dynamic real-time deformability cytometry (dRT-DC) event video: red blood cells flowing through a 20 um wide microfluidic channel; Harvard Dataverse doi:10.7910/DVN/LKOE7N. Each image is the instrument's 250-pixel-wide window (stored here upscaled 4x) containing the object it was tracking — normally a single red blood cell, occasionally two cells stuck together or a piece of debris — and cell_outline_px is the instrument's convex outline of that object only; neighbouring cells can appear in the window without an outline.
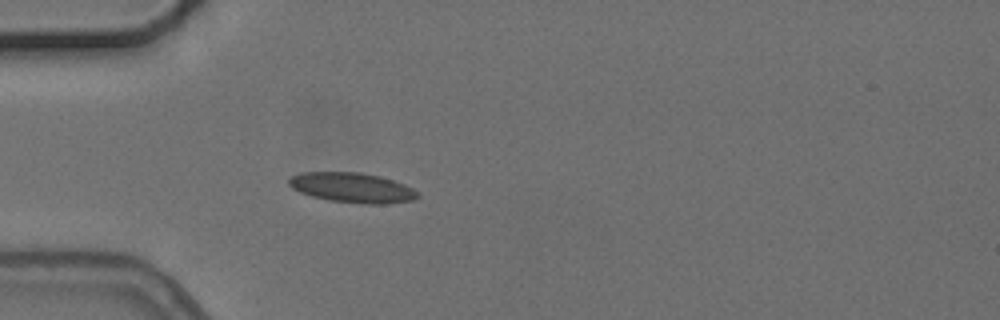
{"species": "common noctule bat (a hibernating species)", "species_latin": "Nyctalus noctula", "temperature_condition": "cold", "stored_images_in_passage": 4, "camera_frame_rate_fps": 3000, "um_per_image_px": 0.085, "animal": {"sex": "female", "body_mass_g": 24.6, "forearm_length_mm": 56.2}, "frame": {"image": 1, "passage_image": 4, "time_ms": 3.667, "image_size_px": [1000, 320], "cell_outline_px": [[420, 196], [412, 200], [388, 204], [368, 204], [328, 200], [312, 196], [300, 192], [292, 188], [288, 184], [288, 180], [292, 176], [304, 172], [360, 172], [380, 176], [404, 184], [420, 192]], "centroid_in_image_um": [29.96, 15.95], "position_along_channel_um": 55.0, "area_um2": 22.48}}